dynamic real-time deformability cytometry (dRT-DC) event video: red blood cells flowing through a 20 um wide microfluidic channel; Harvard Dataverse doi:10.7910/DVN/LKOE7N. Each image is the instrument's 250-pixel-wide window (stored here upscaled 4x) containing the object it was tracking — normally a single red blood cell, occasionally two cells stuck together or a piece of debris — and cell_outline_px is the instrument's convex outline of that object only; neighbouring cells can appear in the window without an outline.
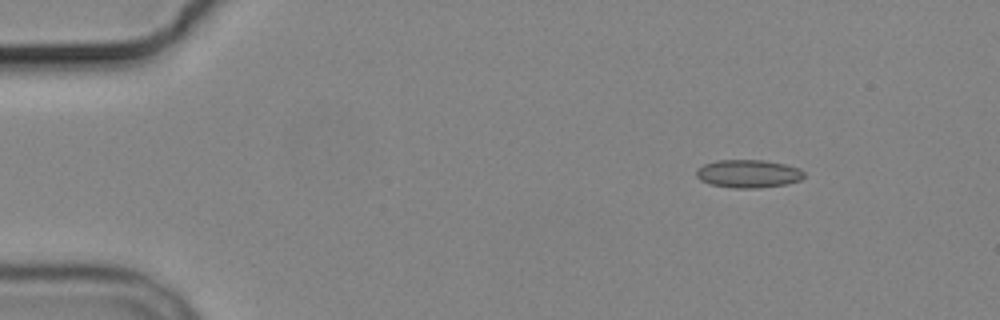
{"species": "common noctule bat (a hibernating species)", "species_latin": "Nyctalus noctula", "temperature_condition": "cold", "stored_images_in_passage": 5, "camera_frame_rate_fps": 3000, "um_per_image_px": 0.085, "animal": {"sex": "male", "body_mass_g": 19.2, "forearm_length_mm": 51.8}, "frame": {"image": 1, "passage_image": 1, "time_ms": 0.0, "image_size_px": [1000, 320], "cell_outline_px": [[804, 176], [800, 180], [788, 184], [760, 188], [732, 188], [712, 184], [700, 180], [696, 176], [696, 168], [704, 164], [716, 160], [764, 160], [784, 164], [800, 168], [804, 172]], "centroid_in_image_um": [63.6, 14.76], "position_along_channel_um": 21.4, "area_um2": 17.74}}